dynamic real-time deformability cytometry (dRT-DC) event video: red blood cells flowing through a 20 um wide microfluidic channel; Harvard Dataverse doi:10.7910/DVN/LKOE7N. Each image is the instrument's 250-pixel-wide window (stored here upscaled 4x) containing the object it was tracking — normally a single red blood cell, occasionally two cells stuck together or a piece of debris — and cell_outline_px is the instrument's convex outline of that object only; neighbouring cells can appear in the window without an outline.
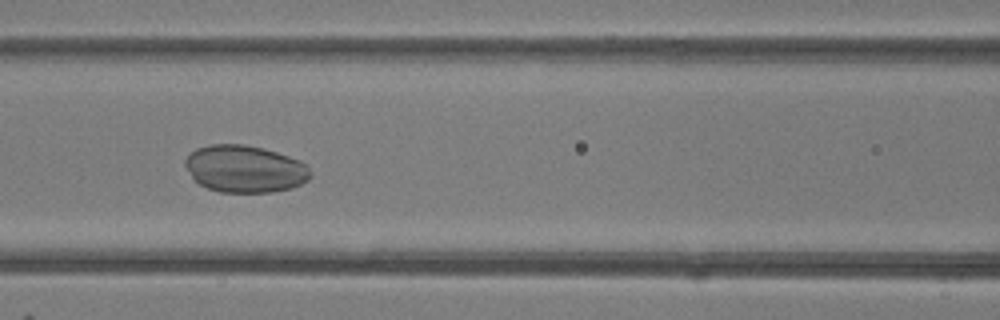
{"species": "common noctule bat (a hibernating species)", "species_latin": "Nyctalus noctula", "temperature_condition": "room temperature", "stored_images_in_passage": 31, "camera_frame_rate_fps": 3000, "um_per_image_px": 0.085, "animal": {"sex": "female"}, "frame": {"image": 1, "passage_image": 13, "time_ms": 4.0, "image_size_px": [1000, 320], "cell_outline_px": [[312, 176], [308, 180], [292, 188], [272, 192], [220, 192], [208, 188], [200, 184], [192, 176], [184, 164], [184, 160], [196, 148], [208, 144], [244, 144], [264, 148], [300, 160], [308, 168]], "centroid_in_image_um": [20.82, 14.35], "position_along_channel_um": 145.8, "area_um2": 34.39}}
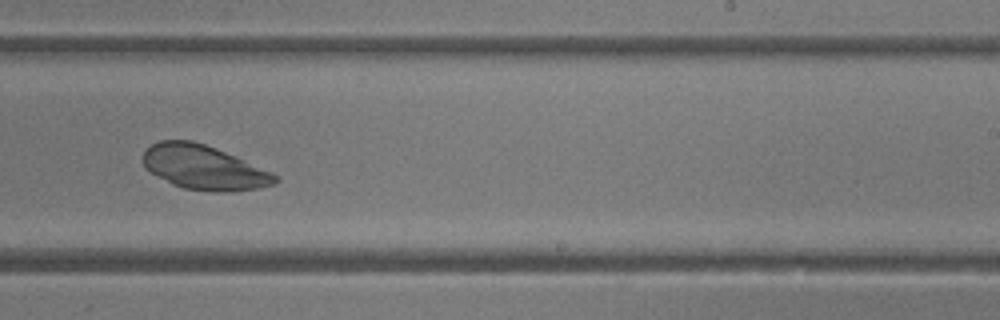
{"frame": {"image": 2, "passage_image": 22, "time_ms": 7.0, "image_size_px": [1000, 320], "cell_outline_px": [[280, 180], [276, 184], [256, 188], [228, 192], [216, 192], [184, 188], [172, 184], [156, 176], [144, 164], [144, 152], [152, 144], [160, 140], [192, 140], [216, 148], [236, 156], [272, 172]], "centroid_in_image_um": [17.36, 14.23], "position_along_channel_um": 271.6, "area_um2": 33.93}}
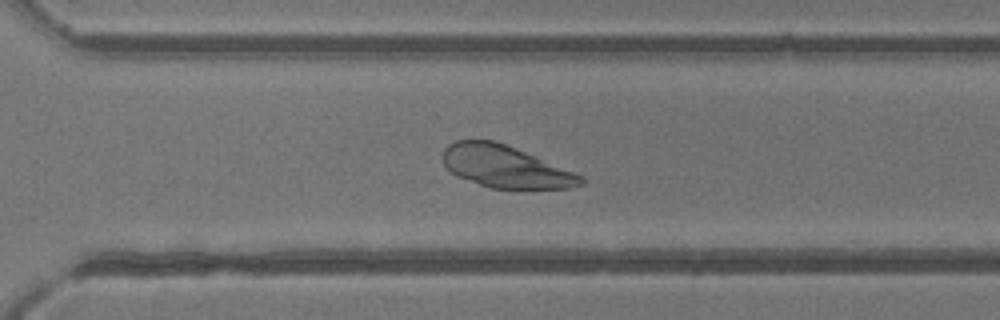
{"frame": {"image": 3, "passage_image": 26, "time_ms": 8.333, "image_size_px": [1000, 320], "cell_outline_px": [[584, 184], [568, 188], [492, 188], [456, 176], [444, 164], [444, 148], [448, 144], [456, 140], [492, 140], [504, 144], [584, 176]], "centroid_in_image_um": [42.95, 14.17], "position_along_channel_um": 327.7, "area_um2": 33.18}}